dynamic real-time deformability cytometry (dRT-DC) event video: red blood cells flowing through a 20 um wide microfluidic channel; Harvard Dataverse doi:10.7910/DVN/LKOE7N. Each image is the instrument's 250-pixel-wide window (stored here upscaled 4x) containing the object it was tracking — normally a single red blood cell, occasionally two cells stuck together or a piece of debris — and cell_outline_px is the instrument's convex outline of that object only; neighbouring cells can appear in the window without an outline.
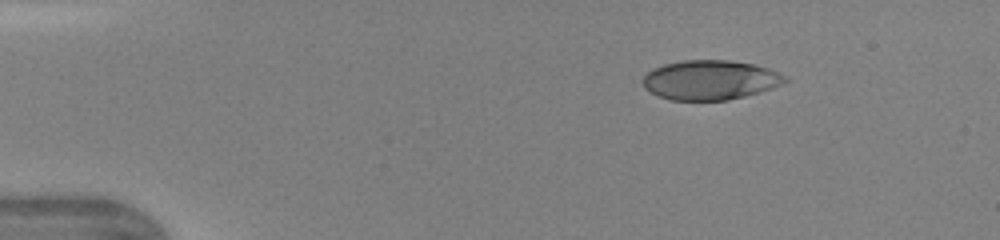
{"species": "human", "species_latin": "Homo sapiens", "temperature_condition": "warm", "stored_images_in_passage": 38, "camera_frame_rate_fps": 3000, "um_per_image_px": 0.085, "donor": {"sex": "female"}, "frame": {"image": 1, "passage_image": 1, "time_ms": 0.0, "image_size_px": [1000, 240], "cell_outline_px": [[788, 80], [784, 84], [772, 88], [744, 96], [728, 100], [672, 100], [656, 96], [644, 88], [644, 76], [652, 68], [664, 64], [684, 60], [728, 60], [752, 64], [768, 68], [788, 76]], "centroid_in_image_um": [60.37, 6.8], "position_along_channel_um": 24.6, "area_um2": 32.83}}
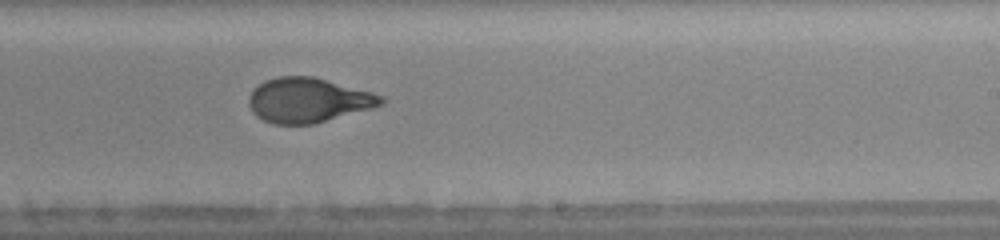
{"frame": {"image": 2, "passage_image": 22, "time_ms": 7.0, "image_size_px": [1000, 240], "cell_outline_px": [[388, 100], [384, 104], [372, 108], [312, 124], [272, 124], [256, 116], [252, 112], [248, 104], [248, 96], [264, 80], [280, 76], [312, 76], [372, 92], [384, 96]], "centroid_in_image_um": [26.2, 8.52], "position_along_channel_um": 262.8, "area_um2": 34.39}}
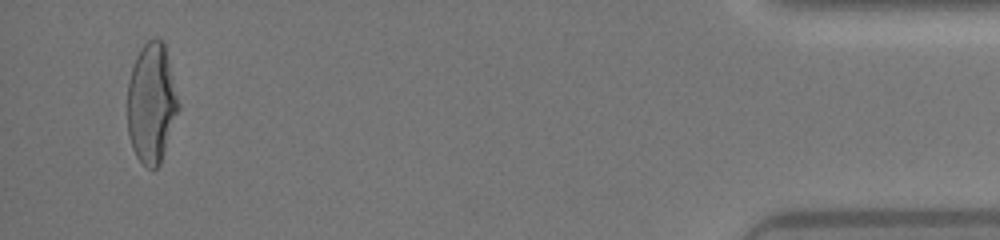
{"frame": {"image": 3, "passage_image": 37, "time_ms": 12.0, "image_size_px": [1000, 240], "cell_outline_px": [[180, 108], [160, 164], [156, 168], [148, 168], [136, 156], [132, 148], [128, 132], [128, 80], [136, 56], [144, 44], [148, 40], [156, 36], [164, 44], [180, 104]], "centroid_in_image_um": [12.88, 8.77], "position_along_channel_um": 422.3, "area_um2": 35.55}}